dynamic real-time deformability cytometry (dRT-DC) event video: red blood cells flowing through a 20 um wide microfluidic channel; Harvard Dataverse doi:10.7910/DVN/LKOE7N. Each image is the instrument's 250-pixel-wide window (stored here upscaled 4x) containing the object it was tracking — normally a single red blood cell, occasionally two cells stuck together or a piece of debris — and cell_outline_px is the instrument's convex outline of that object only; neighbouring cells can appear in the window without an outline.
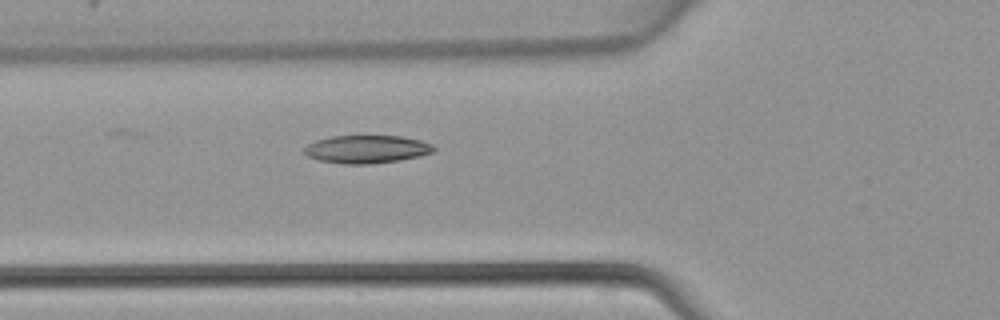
{"species": "common noctule bat (a hibernating species)", "species_latin": "Nyctalus noctula", "temperature_condition": "warm", "stored_images_in_passage": 4, "camera_frame_rate_fps": 3000, "um_per_image_px": 0.085, "animal": {"sex": "female", "body_mass_g": 22.7, "forearm_length_mm": 54.2}, "frame": {"image": 1, "passage_image": 4, "time_ms": 1.0, "image_size_px": [1000, 320], "cell_outline_px": [[436, 148], [432, 152], [420, 156], [400, 160], [368, 164], [344, 164], [320, 160], [308, 156], [304, 152], [304, 148], [308, 144], [316, 140], [332, 136], [364, 132], [400, 136], [420, 140], [432, 144]], "centroid_in_image_um": [31.17, 12.62], "position_along_channel_um": 94.6, "area_um2": 21.96}}